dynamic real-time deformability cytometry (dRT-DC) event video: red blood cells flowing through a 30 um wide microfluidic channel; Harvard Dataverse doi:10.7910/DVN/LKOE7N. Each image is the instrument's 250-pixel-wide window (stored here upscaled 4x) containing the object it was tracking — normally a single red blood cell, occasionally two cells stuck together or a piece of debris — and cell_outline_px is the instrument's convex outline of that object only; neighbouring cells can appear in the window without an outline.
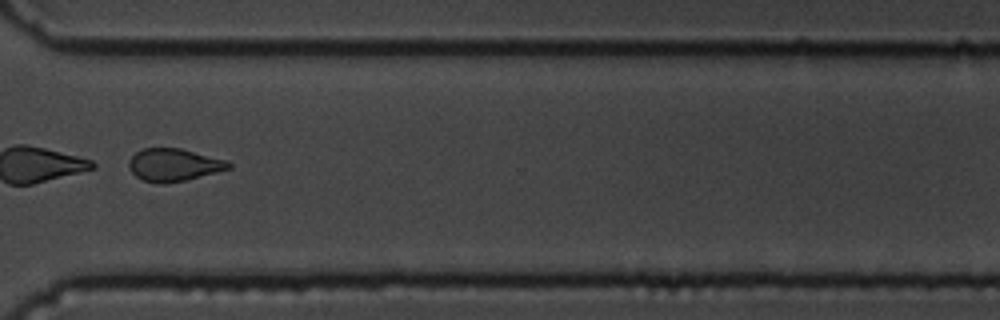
{"species": "common noctule bat (a hibernating species)", "species_latin": "Nyctalus noctula", "temperature_condition": "cold", "stored_images_in_passage": 47, "camera_frame_rate_fps": 3000, "um_per_image_px": 0.085, "animal": {"sex": "male", "body_mass_g": 19.5, "forearm_length_mm": 54.6}, "frame": {"image": 1, "passage_image": 40, "time_ms": 13.0, "image_size_px": [1000, 320], "cell_outline_px": [[232, 168], [184, 180], [160, 184], [144, 180], [136, 176], [132, 172], [128, 164], [128, 160], [136, 152], [144, 148], [180, 148], [228, 160], [232, 164]], "centroid_in_image_um": [14.78, 14.0], "position_along_channel_um": 355.8, "area_um2": 18.84}}